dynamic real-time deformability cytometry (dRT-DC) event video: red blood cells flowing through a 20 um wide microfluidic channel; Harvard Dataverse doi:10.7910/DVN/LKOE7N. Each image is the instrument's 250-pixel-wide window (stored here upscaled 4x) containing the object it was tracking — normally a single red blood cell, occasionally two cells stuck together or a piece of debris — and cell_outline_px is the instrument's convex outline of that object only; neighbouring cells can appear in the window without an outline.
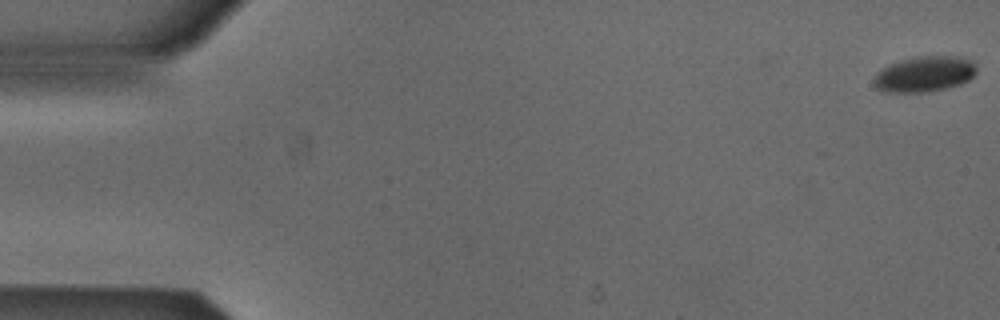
{"species": "Egyptian fruit bat (a non-hibernating species)", "species_latin": "Rousettus aegyptiacus", "temperature_condition": "cold", "stored_images_in_passage": 32, "camera_frame_rate_fps": 3000, "um_per_image_px": 0.085, "animal": {"sex": "male"}, "frame": {"image": 1, "passage_image": 1, "time_ms": 0.0, "image_size_px": [1000, 320], "cell_outline_px": [[976, 72], [968, 80], [960, 84], [944, 88], [924, 92], [884, 92], [876, 88], [876, 76], [888, 64], [900, 60], [916, 56], [960, 56], [972, 60], [976, 68]], "centroid_in_image_um": [78.61, 6.28], "position_along_channel_um": 6.4, "area_um2": 21.04}}
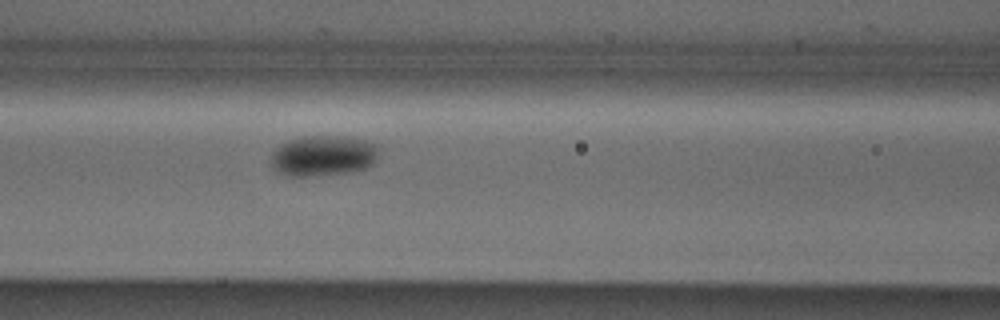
{"frame": {"image": 2, "passage_image": 23, "time_ms": 7.333, "image_size_px": [1000, 320], "cell_outline_px": [[380, 148], [372, 164], [364, 168], [352, 172], [304, 176], [288, 176], [272, 168], [272, 152], [280, 144], [288, 140], [304, 136], [344, 136], [364, 140], [376, 144]], "centroid_in_image_um": [27.46, 13.22], "position_along_channel_um": 139.1, "area_um2": 25.43}}
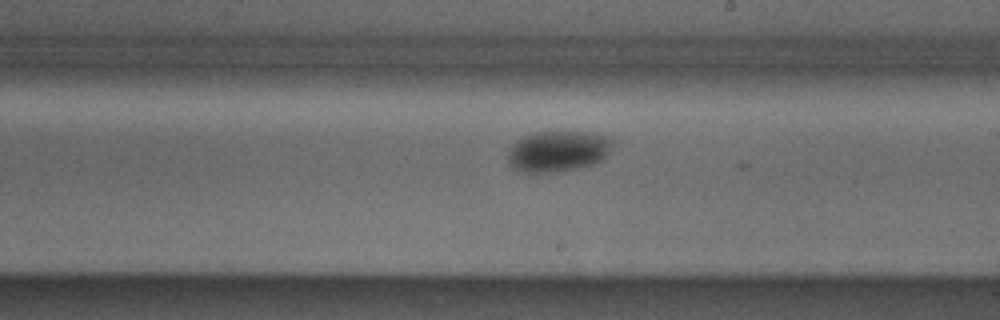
{"frame": {"image": 3, "passage_image": 31, "time_ms": 10.0, "image_size_px": [1000, 320], "cell_outline_px": [[612, 144], [608, 152], [600, 160], [592, 164], [576, 168], [556, 172], [524, 172], [512, 168], [508, 164], [508, 152], [524, 136], [536, 132], [592, 132], [608, 136], [612, 140]], "centroid_in_image_um": [47.43, 12.85], "position_along_channel_um": 241.6, "area_um2": 24.57}}